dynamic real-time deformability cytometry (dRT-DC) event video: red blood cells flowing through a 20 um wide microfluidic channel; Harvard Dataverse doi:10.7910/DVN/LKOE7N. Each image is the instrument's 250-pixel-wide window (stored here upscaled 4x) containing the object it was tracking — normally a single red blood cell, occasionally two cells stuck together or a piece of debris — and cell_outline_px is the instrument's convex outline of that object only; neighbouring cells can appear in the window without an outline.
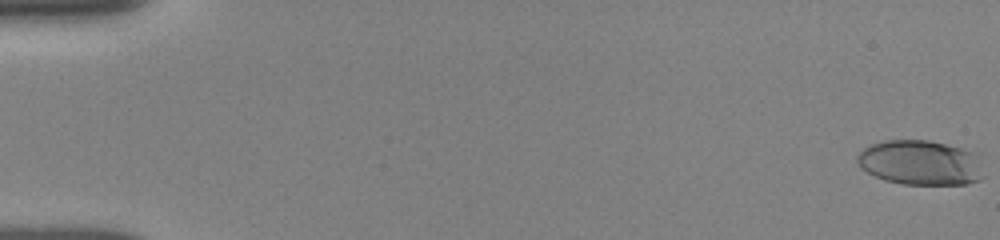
{"species": "human", "species_latin": "Homo sapiens", "temperature_condition": "room temperature", "stored_images_in_passage": 65, "camera_frame_rate_fps": 3000, "um_per_image_px": 0.085, "donor": {"sex": "female"}, "frame": {"image": 1, "passage_image": 1, "time_ms": 0.0, "image_size_px": [1000, 240], "cell_outline_px": [[984, 176], [980, 180], [968, 184], [900, 184], [884, 180], [860, 168], [856, 160], [856, 156], [864, 148], [872, 144], [884, 140], [928, 140], [980, 152]], "centroid_in_image_um": [78.3, 13.82], "position_along_channel_um": 6.7, "area_um2": 33.64}}
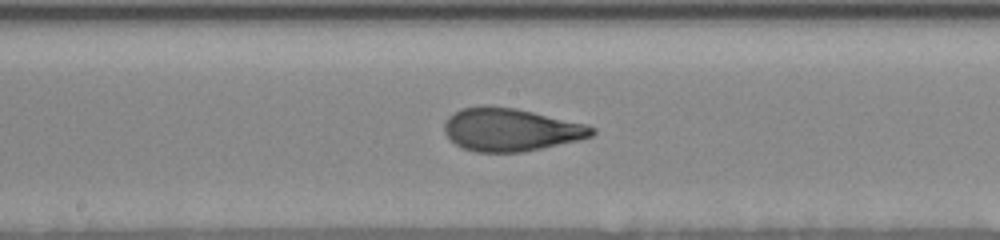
{"frame": {"image": 2, "passage_image": 41, "time_ms": 9.333, "image_size_px": [1000, 240], "cell_outline_px": [[596, 132], [592, 136], [576, 140], [540, 148], [520, 152], [476, 152], [464, 148], [456, 144], [444, 132], [444, 124], [448, 116], [460, 108], [484, 104], [516, 108], [588, 124], [596, 128]], "centroid_in_image_um": [43.39, 10.99], "position_along_channel_um": 204.8, "area_um2": 36.99}}
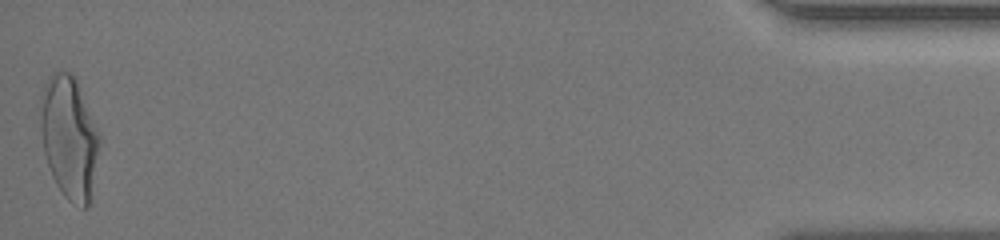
{"frame": {"image": 3, "passage_image": 64, "time_ms": 17.333, "image_size_px": [1000, 240], "cell_outline_px": [[104, 140], [88, 204], [84, 208], [80, 208], [72, 204], [64, 196], [56, 184], [52, 176], [44, 152], [40, 124], [40, 96], [44, 84], [48, 76], [52, 72], [72, 72], [76, 76]], "centroid_in_image_um": [5.93, 11.64], "position_along_channel_um": 429.3, "area_um2": 43.52}, "authors_computed_cell_mechanics": {"area_um2": 36.2984, "velocity_mm_per_s": 3.8677, "shape_relaxation_time_tau1_ms": 4.1766, "shape_relaxation_time_tau2_ms": 0.8438, "deformation_change_tau1": 0.1902, "deformation_change_tau2": 0.0677}}